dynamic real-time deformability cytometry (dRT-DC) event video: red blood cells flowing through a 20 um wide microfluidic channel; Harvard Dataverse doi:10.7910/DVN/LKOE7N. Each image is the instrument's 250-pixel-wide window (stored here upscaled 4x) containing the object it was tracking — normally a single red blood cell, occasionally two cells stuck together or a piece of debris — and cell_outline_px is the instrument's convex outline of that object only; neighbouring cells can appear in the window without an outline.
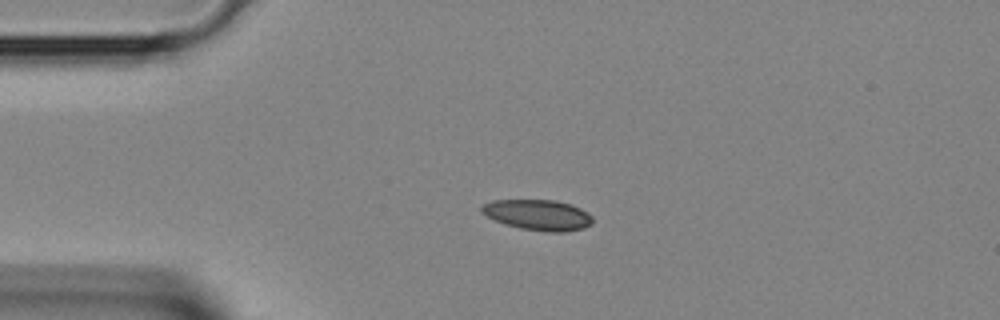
{"species": "Egyptian fruit bat (a non-hibernating species)", "species_latin": "Rousettus aegyptiacus", "temperature_condition": "room temperature", "stored_images_in_passage": 1, "camera_frame_rate_fps": 3000, "um_per_image_px": 0.085, "animal": {"sex": "female"}, "frame": {"image": 1, "passage_image": 1, "time_ms": 0.0, "image_size_px": [1000, 320], "cell_outline_px": [[592, 224], [584, 228], [564, 232], [548, 232], [520, 228], [504, 224], [480, 212], [480, 208], [484, 204], [492, 200], [556, 200], [580, 208], [588, 212], [592, 216]], "centroid_in_image_um": [45.74, 18.27], "position_along_channel_um": 39.3, "area_um2": 19.77}}